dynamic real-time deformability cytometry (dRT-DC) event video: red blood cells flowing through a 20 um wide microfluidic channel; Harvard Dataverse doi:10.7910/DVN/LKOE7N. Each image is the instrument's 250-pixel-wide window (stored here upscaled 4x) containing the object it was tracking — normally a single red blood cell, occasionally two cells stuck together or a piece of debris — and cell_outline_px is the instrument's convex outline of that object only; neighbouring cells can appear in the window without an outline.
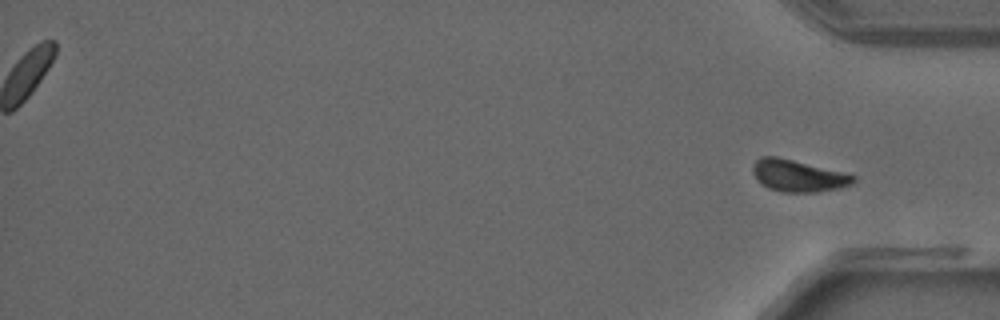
{"species": "common noctule bat (a hibernating species)", "species_latin": "Nyctalus noctula", "temperature_condition": "warm", "stored_images_in_passage": 35, "segment_of_instrument_passage": [2, 2], "camera_frame_rate_fps": 3000, "um_per_image_px": 0.085, "animal": {"sex": "male", "forearm_length_mm": 52.5}, "frame": {"image": 1, "passage_image": 35, "time_ms": 11.333, "image_size_px": [1000, 320], "cell_outline_px": [[856, 180], [852, 184], [836, 188], [816, 192], [780, 192], [768, 188], [760, 184], [752, 172], [752, 168], [756, 160], [760, 156], [776, 156], [844, 172], [856, 176]], "centroid_in_image_um": [67.81, 14.94], "position_along_channel_um": 367.4, "area_um2": 18.67}}